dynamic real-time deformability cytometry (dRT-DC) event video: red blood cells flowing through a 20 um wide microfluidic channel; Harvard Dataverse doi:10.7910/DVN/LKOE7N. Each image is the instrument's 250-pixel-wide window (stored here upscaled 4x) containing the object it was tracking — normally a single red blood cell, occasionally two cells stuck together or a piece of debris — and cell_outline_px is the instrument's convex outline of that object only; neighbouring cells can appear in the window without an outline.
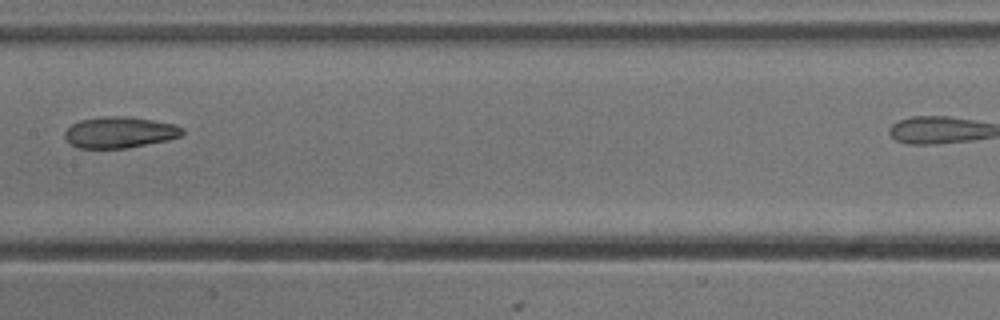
{"species": "common noctule bat (a hibernating species)", "species_latin": "Nyctalus noctula", "temperature_condition": "cold", "stored_images_in_passage": 9, "segment_of_instrument_passage": [1, 2], "camera_frame_rate_fps": 3000, "um_per_image_px": 0.085, "animal": {"sex": "male", "body_mass_g": 13.3}, "frame": {"image": 1, "passage_image": 8, "time_ms": 2.333, "image_size_px": [1000, 320], "cell_outline_px": [[184, 132], [180, 136], [168, 140], [128, 148], [76, 148], [68, 144], [64, 136], [64, 132], [72, 124], [80, 120], [104, 116], [132, 116], [172, 124], [184, 128]], "centroid_in_image_um": [10.14, 11.25], "position_along_channel_um": 197.3, "area_um2": 21.56}}